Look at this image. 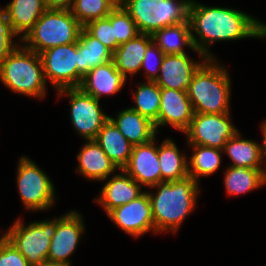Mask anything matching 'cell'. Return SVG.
Returning a JSON list of instances; mask_svg holds the SVG:
<instances>
[{
	"label": "cell",
	"instance_id": "6da1fadb",
	"mask_svg": "<svg viewBox=\"0 0 266 266\" xmlns=\"http://www.w3.org/2000/svg\"><path fill=\"white\" fill-rule=\"evenodd\" d=\"M188 21L194 47L207 59H214L209 47L216 41L266 38V23L229 7H210L192 0Z\"/></svg>",
	"mask_w": 266,
	"mask_h": 266
},
{
	"label": "cell",
	"instance_id": "7a4b0ae2",
	"mask_svg": "<svg viewBox=\"0 0 266 266\" xmlns=\"http://www.w3.org/2000/svg\"><path fill=\"white\" fill-rule=\"evenodd\" d=\"M148 192L156 233H176L186 217L196 208L199 182L191 176L171 182L162 181Z\"/></svg>",
	"mask_w": 266,
	"mask_h": 266
},
{
	"label": "cell",
	"instance_id": "3957f363",
	"mask_svg": "<svg viewBox=\"0 0 266 266\" xmlns=\"http://www.w3.org/2000/svg\"><path fill=\"white\" fill-rule=\"evenodd\" d=\"M225 66L207 59L193 74L187 90L194 112L230 113L231 79Z\"/></svg>",
	"mask_w": 266,
	"mask_h": 266
},
{
	"label": "cell",
	"instance_id": "277c9868",
	"mask_svg": "<svg viewBox=\"0 0 266 266\" xmlns=\"http://www.w3.org/2000/svg\"><path fill=\"white\" fill-rule=\"evenodd\" d=\"M0 81L20 95L44 99L47 94L40 55L23 43L0 64Z\"/></svg>",
	"mask_w": 266,
	"mask_h": 266
},
{
	"label": "cell",
	"instance_id": "5b68a950",
	"mask_svg": "<svg viewBox=\"0 0 266 266\" xmlns=\"http://www.w3.org/2000/svg\"><path fill=\"white\" fill-rule=\"evenodd\" d=\"M82 27L69 9H47L22 43L39 54L59 45L77 42Z\"/></svg>",
	"mask_w": 266,
	"mask_h": 266
},
{
	"label": "cell",
	"instance_id": "8992f818",
	"mask_svg": "<svg viewBox=\"0 0 266 266\" xmlns=\"http://www.w3.org/2000/svg\"><path fill=\"white\" fill-rule=\"evenodd\" d=\"M192 0H125L123 8L140 33L155 31L188 21Z\"/></svg>",
	"mask_w": 266,
	"mask_h": 266
},
{
	"label": "cell",
	"instance_id": "52a82bcc",
	"mask_svg": "<svg viewBox=\"0 0 266 266\" xmlns=\"http://www.w3.org/2000/svg\"><path fill=\"white\" fill-rule=\"evenodd\" d=\"M56 232V218L33 221L27 225L19 218L4 236L32 265L47 261L50 241Z\"/></svg>",
	"mask_w": 266,
	"mask_h": 266
},
{
	"label": "cell",
	"instance_id": "ba28073f",
	"mask_svg": "<svg viewBox=\"0 0 266 266\" xmlns=\"http://www.w3.org/2000/svg\"><path fill=\"white\" fill-rule=\"evenodd\" d=\"M17 187L28 211H44L55 202V187L47 174L29 157L21 156L17 166Z\"/></svg>",
	"mask_w": 266,
	"mask_h": 266
},
{
	"label": "cell",
	"instance_id": "9c48e42d",
	"mask_svg": "<svg viewBox=\"0 0 266 266\" xmlns=\"http://www.w3.org/2000/svg\"><path fill=\"white\" fill-rule=\"evenodd\" d=\"M39 55L46 83L49 81L57 91L79 88L83 76L77 71V42L50 48Z\"/></svg>",
	"mask_w": 266,
	"mask_h": 266
},
{
	"label": "cell",
	"instance_id": "30bf717a",
	"mask_svg": "<svg viewBox=\"0 0 266 266\" xmlns=\"http://www.w3.org/2000/svg\"><path fill=\"white\" fill-rule=\"evenodd\" d=\"M57 93L58 96L67 95L70 100V118L76 132L86 141L95 140L110 117L102 110L100 100L80 88H65Z\"/></svg>",
	"mask_w": 266,
	"mask_h": 266
},
{
	"label": "cell",
	"instance_id": "8fae6325",
	"mask_svg": "<svg viewBox=\"0 0 266 266\" xmlns=\"http://www.w3.org/2000/svg\"><path fill=\"white\" fill-rule=\"evenodd\" d=\"M230 113L205 114L194 112L184 132L187 144L224 149L226 142L238 131L231 123Z\"/></svg>",
	"mask_w": 266,
	"mask_h": 266
},
{
	"label": "cell",
	"instance_id": "7c38bea8",
	"mask_svg": "<svg viewBox=\"0 0 266 266\" xmlns=\"http://www.w3.org/2000/svg\"><path fill=\"white\" fill-rule=\"evenodd\" d=\"M85 224L81 214L69 211L56 218V232L50 241L47 261L71 266L70 256L75 252Z\"/></svg>",
	"mask_w": 266,
	"mask_h": 266
},
{
	"label": "cell",
	"instance_id": "4fadbf2b",
	"mask_svg": "<svg viewBox=\"0 0 266 266\" xmlns=\"http://www.w3.org/2000/svg\"><path fill=\"white\" fill-rule=\"evenodd\" d=\"M107 216L117 227L134 238L148 232L156 234L152 206L146 190L131 202L111 210Z\"/></svg>",
	"mask_w": 266,
	"mask_h": 266
},
{
	"label": "cell",
	"instance_id": "5bb4252c",
	"mask_svg": "<svg viewBox=\"0 0 266 266\" xmlns=\"http://www.w3.org/2000/svg\"><path fill=\"white\" fill-rule=\"evenodd\" d=\"M194 110L186 91L161 88L160 111L154 123L157 132L159 127L170 125L184 133L190 126Z\"/></svg>",
	"mask_w": 266,
	"mask_h": 266
},
{
	"label": "cell",
	"instance_id": "9a60e30c",
	"mask_svg": "<svg viewBox=\"0 0 266 266\" xmlns=\"http://www.w3.org/2000/svg\"><path fill=\"white\" fill-rule=\"evenodd\" d=\"M156 138L146 144L133 146L128 164L123 170L141 186L149 189L161 182Z\"/></svg>",
	"mask_w": 266,
	"mask_h": 266
},
{
	"label": "cell",
	"instance_id": "2e32d148",
	"mask_svg": "<svg viewBox=\"0 0 266 266\" xmlns=\"http://www.w3.org/2000/svg\"><path fill=\"white\" fill-rule=\"evenodd\" d=\"M206 60L193 61L187 54L165 55L155 82L160 88L187 92L193 74Z\"/></svg>",
	"mask_w": 266,
	"mask_h": 266
},
{
	"label": "cell",
	"instance_id": "e0dca14e",
	"mask_svg": "<svg viewBox=\"0 0 266 266\" xmlns=\"http://www.w3.org/2000/svg\"><path fill=\"white\" fill-rule=\"evenodd\" d=\"M106 179L108 181L102 187L99 197L93 199L94 202L103 206L106 214L131 202L144 192L142 186L123 169H120V173Z\"/></svg>",
	"mask_w": 266,
	"mask_h": 266
},
{
	"label": "cell",
	"instance_id": "ac0fdd59",
	"mask_svg": "<svg viewBox=\"0 0 266 266\" xmlns=\"http://www.w3.org/2000/svg\"><path fill=\"white\" fill-rule=\"evenodd\" d=\"M126 80L112 60L89 71L83 77L79 88L100 100L103 95L117 94L126 84Z\"/></svg>",
	"mask_w": 266,
	"mask_h": 266
},
{
	"label": "cell",
	"instance_id": "d6986e66",
	"mask_svg": "<svg viewBox=\"0 0 266 266\" xmlns=\"http://www.w3.org/2000/svg\"><path fill=\"white\" fill-rule=\"evenodd\" d=\"M77 160V173L94 181H105L118 170L95 140L84 143L77 155Z\"/></svg>",
	"mask_w": 266,
	"mask_h": 266
},
{
	"label": "cell",
	"instance_id": "ffe728a7",
	"mask_svg": "<svg viewBox=\"0 0 266 266\" xmlns=\"http://www.w3.org/2000/svg\"><path fill=\"white\" fill-rule=\"evenodd\" d=\"M43 0H11L0 11L9 20L20 42L33 29L36 21L46 11Z\"/></svg>",
	"mask_w": 266,
	"mask_h": 266
},
{
	"label": "cell",
	"instance_id": "44dd1931",
	"mask_svg": "<svg viewBox=\"0 0 266 266\" xmlns=\"http://www.w3.org/2000/svg\"><path fill=\"white\" fill-rule=\"evenodd\" d=\"M109 119L133 146L146 144L156 138L155 124L131 108L121 110L116 118Z\"/></svg>",
	"mask_w": 266,
	"mask_h": 266
},
{
	"label": "cell",
	"instance_id": "7402d4cb",
	"mask_svg": "<svg viewBox=\"0 0 266 266\" xmlns=\"http://www.w3.org/2000/svg\"><path fill=\"white\" fill-rule=\"evenodd\" d=\"M153 42L150 34L140 33L135 38L118 46L113 52L115 67L126 78L140 71L147 47Z\"/></svg>",
	"mask_w": 266,
	"mask_h": 266
},
{
	"label": "cell",
	"instance_id": "603a6c76",
	"mask_svg": "<svg viewBox=\"0 0 266 266\" xmlns=\"http://www.w3.org/2000/svg\"><path fill=\"white\" fill-rule=\"evenodd\" d=\"M95 141L119 170L128 164L133 145L110 119L99 130Z\"/></svg>",
	"mask_w": 266,
	"mask_h": 266
},
{
	"label": "cell",
	"instance_id": "cb8c5ba5",
	"mask_svg": "<svg viewBox=\"0 0 266 266\" xmlns=\"http://www.w3.org/2000/svg\"><path fill=\"white\" fill-rule=\"evenodd\" d=\"M77 71L84 77L93 68L113 60V52L82 27L77 41Z\"/></svg>",
	"mask_w": 266,
	"mask_h": 266
},
{
	"label": "cell",
	"instance_id": "d4e9b609",
	"mask_svg": "<svg viewBox=\"0 0 266 266\" xmlns=\"http://www.w3.org/2000/svg\"><path fill=\"white\" fill-rule=\"evenodd\" d=\"M151 36L153 42L165 55L186 54L184 47H188L191 48L192 51L196 52L200 59H207L194 47L189 21L164 27L155 31Z\"/></svg>",
	"mask_w": 266,
	"mask_h": 266
},
{
	"label": "cell",
	"instance_id": "484cf974",
	"mask_svg": "<svg viewBox=\"0 0 266 266\" xmlns=\"http://www.w3.org/2000/svg\"><path fill=\"white\" fill-rule=\"evenodd\" d=\"M223 152L231 159L230 166L264 169L262 145L253 140L242 139L239 131L226 142Z\"/></svg>",
	"mask_w": 266,
	"mask_h": 266
},
{
	"label": "cell",
	"instance_id": "4316f807",
	"mask_svg": "<svg viewBox=\"0 0 266 266\" xmlns=\"http://www.w3.org/2000/svg\"><path fill=\"white\" fill-rule=\"evenodd\" d=\"M158 145V160L162 181H175L188 176V158L182 154L172 139H164Z\"/></svg>",
	"mask_w": 266,
	"mask_h": 266
},
{
	"label": "cell",
	"instance_id": "83f0119b",
	"mask_svg": "<svg viewBox=\"0 0 266 266\" xmlns=\"http://www.w3.org/2000/svg\"><path fill=\"white\" fill-rule=\"evenodd\" d=\"M224 175V185L229 195L246 194L266 184L264 169L229 166Z\"/></svg>",
	"mask_w": 266,
	"mask_h": 266
},
{
	"label": "cell",
	"instance_id": "f1b7e54d",
	"mask_svg": "<svg viewBox=\"0 0 266 266\" xmlns=\"http://www.w3.org/2000/svg\"><path fill=\"white\" fill-rule=\"evenodd\" d=\"M191 146L193 155L188 160V175L197 182L199 177H208L221 166L223 150L203 145L187 144Z\"/></svg>",
	"mask_w": 266,
	"mask_h": 266
},
{
	"label": "cell",
	"instance_id": "f546056e",
	"mask_svg": "<svg viewBox=\"0 0 266 266\" xmlns=\"http://www.w3.org/2000/svg\"><path fill=\"white\" fill-rule=\"evenodd\" d=\"M137 85L133 94L135 106L130 108L155 123L160 111L161 88L155 81H146Z\"/></svg>",
	"mask_w": 266,
	"mask_h": 266
},
{
	"label": "cell",
	"instance_id": "4dcf8cb0",
	"mask_svg": "<svg viewBox=\"0 0 266 266\" xmlns=\"http://www.w3.org/2000/svg\"><path fill=\"white\" fill-rule=\"evenodd\" d=\"M114 8L108 0H73L69 10L84 27L92 20L107 17Z\"/></svg>",
	"mask_w": 266,
	"mask_h": 266
},
{
	"label": "cell",
	"instance_id": "1f68e13d",
	"mask_svg": "<svg viewBox=\"0 0 266 266\" xmlns=\"http://www.w3.org/2000/svg\"><path fill=\"white\" fill-rule=\"evenodd\" d=\"M107 17L114 27L116 49L119 45L126 43L140 34L136 23L123 7H115Z\"/></svg>",
	"mask_w": 266,
	"mask_h": 266
},
{
	"label": "cell",
	"instance_id": "d6a6232c",
	"mask_svg": "<svg viewBox=\"0 0 266 266\" xmlns=\"http://www.w3.org/2000/svg\"><path fill=\"white\" fill-rule=\"evenodd\" d=\"M84 28L112 52L116 50L114 27L108 17L92 20Z\"/></svg>",
	"mask_w": 266,
	"mask_h": 266
},
{
	"label": "cell",
	"instance_id": "836d02e7",
	"mask_svg": "<svg viewBox=\"0 0 266 266\" xmlns=\"http://www.w3.org/2000/svg\"><path fill=\"white\" fill-rule=\"evenodd\" d=\"M165 54L152 42L146 49L140 71L143 69L147 81H156Z\"/></svg>",
	"mask_w": 266,
	"mask_h": 266
},
{
	"label": "cell",
	"instance_id": "e575fe53",
	"mask_svg": "<svg viewBox=\"0 0 266 266\" xmlns=\"http://www.w3.org/2000/svg\"><path fill=\"white\" fill-rule=\"evenodd\" d=\"M18 35L14 32L11 23L0 11V64L21 44L13 42ZM18 44V45H17Z\"/></svg>",
	"mask_w": 266,
	"mask_h": 266
},
{
	"label": "cell",
	"instance_id": "d590c367",
	"mask_svg": "<svg viewBox=\"0 0 266 266\" xmlns=\"http://www.w3.org/2000/svg\"><path fill=\"white\" fill-rule=\"evenodd\" d=\"M0 266H31L27 259L4 236L0 241Z\"/></svg>",
	"mask_w": 266,
	"mask_h": 266
},
{
	"label": "cell",
	"instance_id": "8d00e7d4",
	"mask_svg": "<svg viewBox=\"0 0 266 266\" xmlns=\"http://www.w3.org/2000/svg\"><path fill=\"white\" fill-rule=\"evenodd\" d=\"M46 9H70L73 0H43Z\"/></svg>",
	"mask_w": 266,
	"mask_h": 266
},
{
	"label": "cell",
	"instance_id": "74e56055",
	"mask_svg": "<svg viewBox=\"0 0 266 266\" xmlns=\"http://www.w3.org/2000/svg\"><path fill=\"white\" fill-rule=\"evenodd\" d=\"M261 128H262V161L264 162L263 165L264 166V170H265V174H266V121L264 123L261 124Z\"/></svg>",
	"mask_w": 266,
	"mask_h": 266
},
{
	"label": "cell",
	"instance_id": "f35d334b",
	"mask_svg": "<svg viewBox=\"0 0 266 266\" xmlns=\"http://www.w3.org/2000/svg\"><path fill=\"white\" fill-rule=\"evenodd\" d=\"M32 266H67V265H63V264H58V263H52V262H42L38 265H32Z\"/></svg>",
	"mask_w": 266,
	"mask_h": 266
},
{
	"label": "cell",
	"instance_id": "ab89813d",
	"mask_svg": "<svg viewBox=\"0 0 266 266\" xmlns=\"http://www.w3.org/2000/svg\"><path fill=\"white\" fill-rule=\"evenodd\" d=\"M110 1L115 7H123L125 0H108Z\"/></svg>",
	"mask_w": 266,
	"mask_h": 266
}]
</instances>
